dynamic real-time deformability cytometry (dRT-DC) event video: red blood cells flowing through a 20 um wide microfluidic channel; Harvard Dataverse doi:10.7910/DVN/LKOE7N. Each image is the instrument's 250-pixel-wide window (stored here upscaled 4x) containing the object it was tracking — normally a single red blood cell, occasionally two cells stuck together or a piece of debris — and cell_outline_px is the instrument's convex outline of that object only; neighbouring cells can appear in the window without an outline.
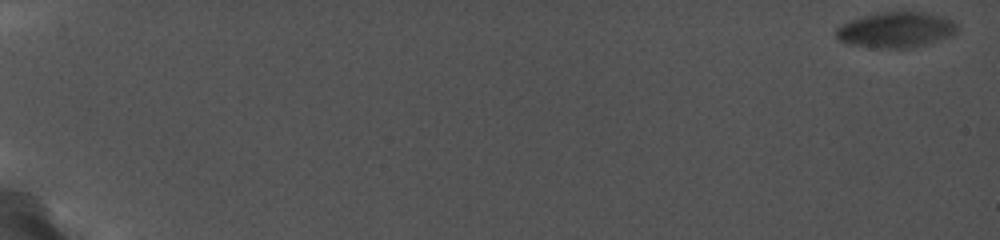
{"species": "common noctule bat (a hibernating species)", "species_latin": "Nyctalus noctula", "temperature_condition": "cold", "stored_images_in_passage": 26, "camera_frame_rate_fps": 5000, "um_per_image_px": 0.085, "animal": {"sex": "female", "body_mass_g": 19.0, "forearm_length_mm": 56.7}, "frame": {"image": 1, "passage_image": 1, "time_ms": 0.0, "image_size_px": [1000, 240], "cell_outline_px": [[956, 32], [948, 36], [924, 44], [908, 48], [880, 48], [848, 44], [836, 40], [836, 28], [840, 24], [864, 16], [884, 12], [924, 12], [940, 16], [952, 20], [956, 24]], "centroid_in_image_um": [76.09, 2.54], "position_along_channel_um": 8.9, "area_um2": 24.68}}
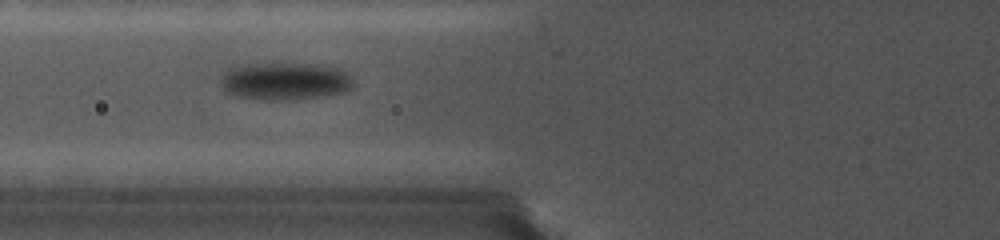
{"frame": {"image": 2, "passage_image": 12, "time_ms": 8.6, "image_size_px": [1000, 240], "cell_outline_px": [[352, 84], [348, 88], [340, 92], [316, 96], [280, 100], [272, 100], [236, 96], [228, 92], [224, 88], [224, 72], [228, 68], [236, 64], [276, 60], [308, 64], [336, 68], [344, 72], [348, 76]], "centroid_in_image_um": [24.1, 6.83], "position_along_channel_um": 101.7, "area_um2": 28.84}}
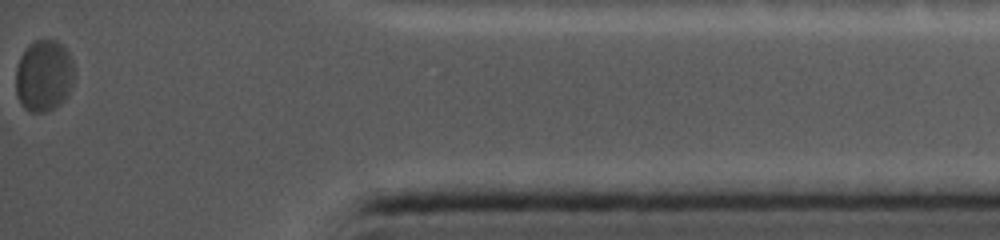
{"frame": {"image": 3, "passage_image": 26, "time_ms": 18.4, "image_size_px": [1000, 240], "cell_outline_px": [[72, 80], [68, 92], [64, 100], [52, 108], [44, 112], [32, 112], [24, 108], [16, 92], [16, 68], [20, 56], [36, 40], [56, 40], [64, 44], [72, 60]], "centroid_in_image_um": [3.72, 6.42], "position_along_channel_um": 431.5, "area_um2": 23.93}}